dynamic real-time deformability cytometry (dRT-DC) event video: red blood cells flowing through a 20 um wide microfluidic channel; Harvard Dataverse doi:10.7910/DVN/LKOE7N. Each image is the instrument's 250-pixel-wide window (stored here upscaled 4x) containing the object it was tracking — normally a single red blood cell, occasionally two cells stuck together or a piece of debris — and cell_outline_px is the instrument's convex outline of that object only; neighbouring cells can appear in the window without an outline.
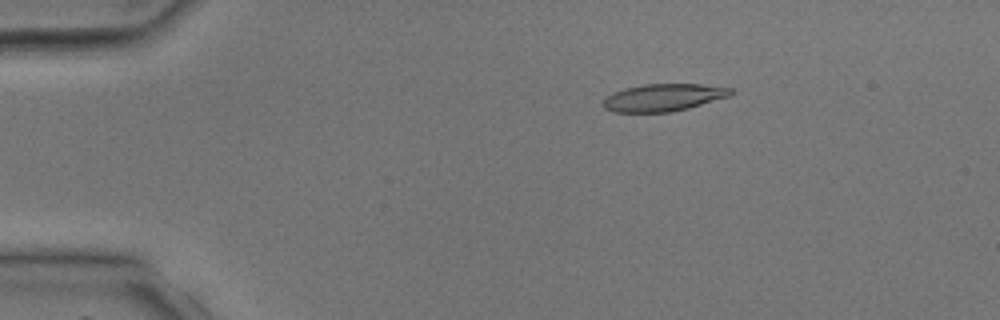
{"species": "common noctule bat (a hibernating species)", "species_latin": "Nyctalus noctula", "temperature_condition": "room temperature", "stored_images_in_passage": 34, "camera_frame_rate_fps": 3000, "um_per_image_px": 0.085, "animal": {"sex": "male", "body_mass_g": 17.9, "forearm_length_mm": 54.2}, "frame": {"image": 1, "passage_image": 2, "time_ms": 0.333, "image_size_px": [1000, 320], "cell_outline_px": [[732, 92], [728, 96], [688, 108], [672, 112], [612, 112], [604, 108], [604, 100], [612, 92], [624, 88], [644, 84], [700, 84], [732, 88]], "centroid_in_image_um": [56.35, 8.29], "position_along_channel_um": 28.6, "area_um2": 20.17}}
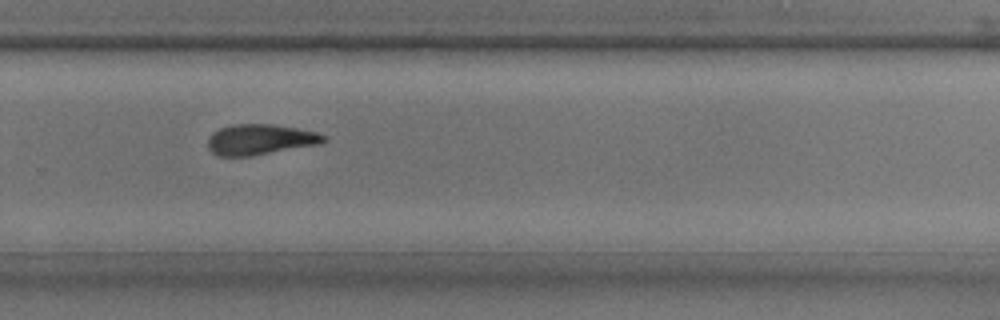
{"frame": {"image": 2, "passage_image": 22, "time_ms": 7.0, "image_size_px": [1000, 320], "cell_outline_px": [[328, 140], [320, 144], [252, 156], [220, 156], [212, 152], [208, 148], [208, 136], [212, 132], [220, 128], [232, 124], [272, 124], [296, 128], [316, 132], [324, 136]], "centroid_in_image_um": [22.09, 11.86], "position_along_channel_um": 307.7, "area_um2": 20.69}}
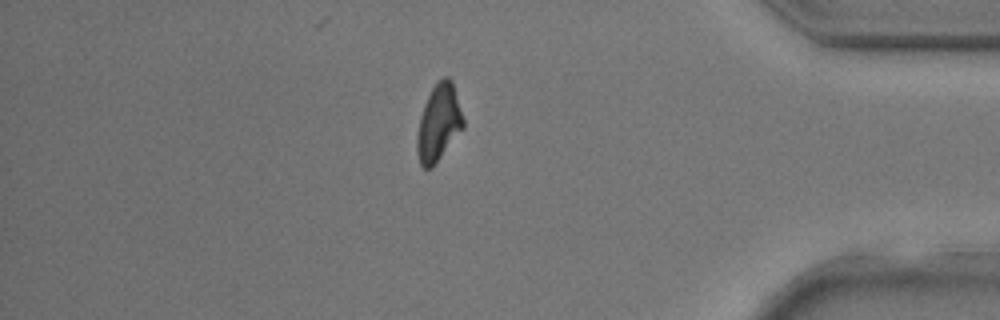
{"frame": {"image": 3, "passage_image": 29, "time_ms": 9.333, "image_size_px": [1000, 320], "cell_outline_px": [[464, 128], [432, 168], [424, 168], [420, 164], [416, 152], [416, 136], [420, 116], [428, 96], [432, 88], [444, 76], [448, 76], [452, 80], [464, 120]], "centroid_in_image_um": [37.28, 10.47], "position_along_channel_um": 397.9, "area_um2": 20.63}}